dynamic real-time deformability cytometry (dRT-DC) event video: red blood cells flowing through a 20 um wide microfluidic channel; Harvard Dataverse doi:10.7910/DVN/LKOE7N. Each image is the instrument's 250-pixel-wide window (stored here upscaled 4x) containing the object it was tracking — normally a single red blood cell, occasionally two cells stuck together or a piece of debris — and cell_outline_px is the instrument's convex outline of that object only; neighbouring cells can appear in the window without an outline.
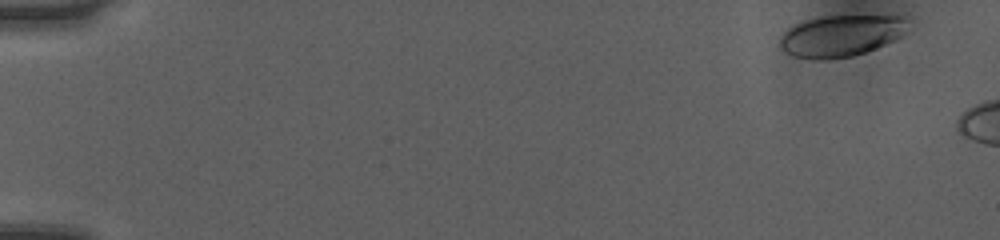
{"species": "human", "species_latin": "Homo sapiens", "temperature_condition": "room temperature", "stored_images_in_passage": 6, "camera_frame_rate_fps": 3000, "um_per_image_px": 0.085, "donor": {"sex": "female"}, "frame": {"image": 1, "passage_image": 1, "time_ms": 0.0, "image_size_px": [1000, 240], "cell_outline_px": [[908, 20], [900, 36], [896, 40], [876, 48], [852, 56], [828, 60], [816, 60], [792, 56], [780, 48], [780, 36], [788, 28], [804, 20], [820, 16], [904, 16]], "centroid_in_image_um": [71.43, 3.05], "position_along_channel_um": 13.6, "area_um2": 30.98}}